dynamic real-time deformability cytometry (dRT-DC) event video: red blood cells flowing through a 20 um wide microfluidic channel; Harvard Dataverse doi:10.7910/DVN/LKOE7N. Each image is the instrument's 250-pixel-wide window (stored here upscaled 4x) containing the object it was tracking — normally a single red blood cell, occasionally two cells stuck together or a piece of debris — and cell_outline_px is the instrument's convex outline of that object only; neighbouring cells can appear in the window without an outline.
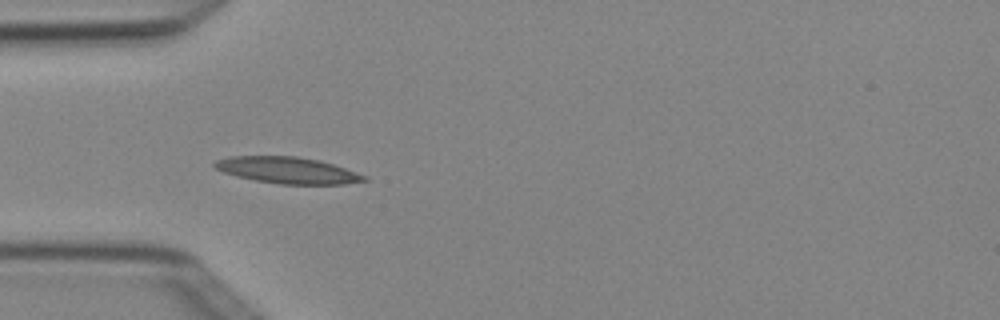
{"species": "Egyptian fruit bat (a non-hibernating species)", "species_latin": "Rousettus aegyptiacus", "temperature_condition": "cold", "stored_images_in_passage": 6, "camera_frame_rate_fps": 3000, "um_per_image_px": 0.085, "animal": {"sex": "female"}, "frame": {"image": 1, "passage_image": 5, "time_ms": 1.333, "image_size_px": [1000, 320], "cell_outline_px": [[368, 180], [344, 184], [280, 184], [256, 180], [236, 176], [224, 172], [216, 168], [212, 164], [216, 160], [228, 156], [296, 156], [320, 160], [368, 176]], "centroid_in_image_um": [24.44, 14.46], "position_along_channel_um": 60.6, "area_um2": 22.95}}
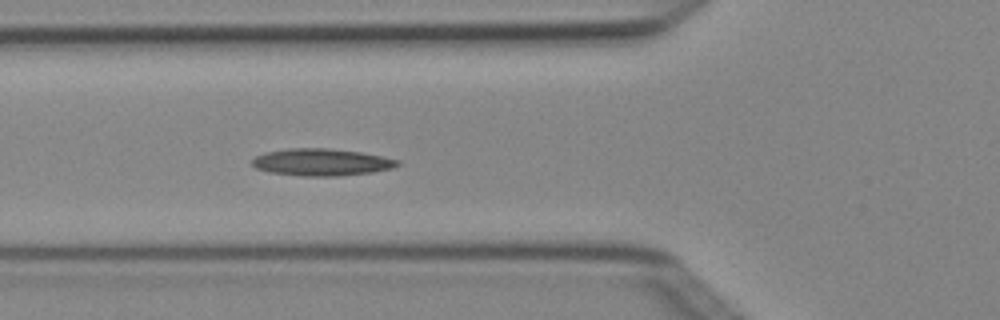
{"frame": {"image": 2, "passage_image": 6, "time_ms": 1.667, "image_size_px": [1000, 320], "cell_outline_px": [[400, 164], [392, 168], [372, 172], [336, 176], [304, 176], [268, 172], [256, 168], [252, 164], [252, 160], [256, 156], [264, 152], [288, 148], [324, 148], [360, 152], [400, 160]], "centroid_in_image_um": [27.3, 13.78], "position_along_channel_um": 98.5, "area_um2": 22.83}}